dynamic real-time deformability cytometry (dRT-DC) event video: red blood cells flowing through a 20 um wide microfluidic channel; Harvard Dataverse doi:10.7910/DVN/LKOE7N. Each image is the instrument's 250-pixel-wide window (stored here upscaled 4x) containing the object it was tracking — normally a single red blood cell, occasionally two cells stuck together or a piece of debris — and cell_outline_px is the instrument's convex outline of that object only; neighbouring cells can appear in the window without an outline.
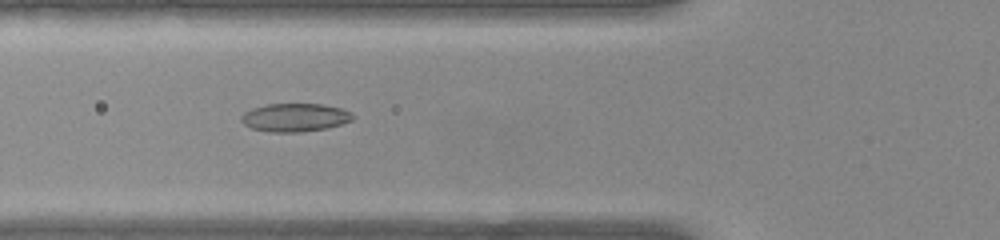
{"species": "common noctule bat (a hibernating species)", "species_latin": "Nyctalus noctula", "temperature_condition": "warm", "stored_images_in_passage": 40, "camera_frame_rate_fps": 3000, "um_per_image_px": 0.085, "animal": {"sex": "female", "body_mass_g": 22.0, "forearm_length_mm": 56.7}, "frame": {"image": 1, "passage_image": 7, "time_ms": 2.0, "image_size_px": [1000, 240], "cell_outline_px": [[356, 116], [352, 120], [328, 128], [300, 132], [272, 132], [252, 128], [244, 124], [240, 120], [240, 116], [244, 112], [252, 108], [268, 104], [320, 104], [340, 108], [352, 112]], "centroid_in_image_um": [25.07, 9.98], "position_along_channel_um": 100.7, "area_um2": 18.38}}
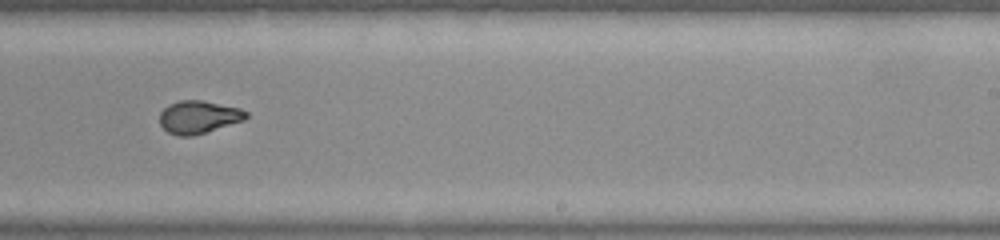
{"frame": {"image": 2, "passage_image": 20, "time_ms": 6.333, "image_size_px": [1000, 240], "cell_outline_px": [[248, 116], [244, 120], [192, 136], [176, 136], [168, 132], [160, 124], [160, 112], [168, 104], [180, 100], [200, 100], [240, 108], [248, 112]], "centroid_in_image_um": [16.86, 9.94], "position_along_channel_um": 272.1, "area_um2": 16.42}}
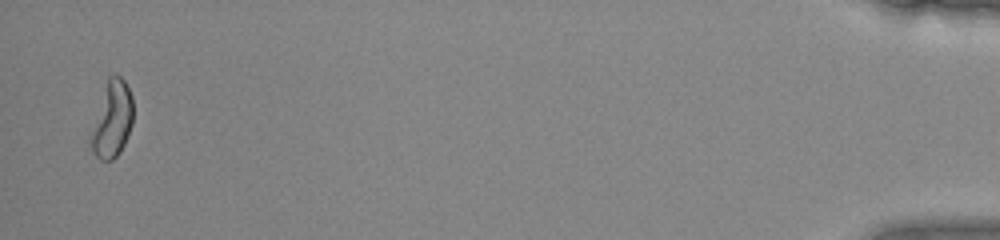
{"frame": {"image": 3, "passage_image": 39, "time_ms": 12.667, "image_size_px": [1000, 240], "cell_outline_px": [[132, 124], [124, 144], [120, 152], [112, 160], [100, 160], [92, 152], [88, 144], [88, 140], [108, 76], [112, 72], [116, 72], [124, 80], [132, 96]], "centroid_in_image_um": [9.51, 10.15], "position_along_channel_um": 425.7, "area_um2": 18.9}, "authors_computed_cell_mechanics": {"area_um2": 17.0221, "velocity_mm_per_s": 3.9551, "shape_relaxation_time_tau1_ms": null, "shape_relaxation_time_tau2_ms": 0.976, "deformation_change_tau1": null, "deformation_change_tau2": 0.0595}}